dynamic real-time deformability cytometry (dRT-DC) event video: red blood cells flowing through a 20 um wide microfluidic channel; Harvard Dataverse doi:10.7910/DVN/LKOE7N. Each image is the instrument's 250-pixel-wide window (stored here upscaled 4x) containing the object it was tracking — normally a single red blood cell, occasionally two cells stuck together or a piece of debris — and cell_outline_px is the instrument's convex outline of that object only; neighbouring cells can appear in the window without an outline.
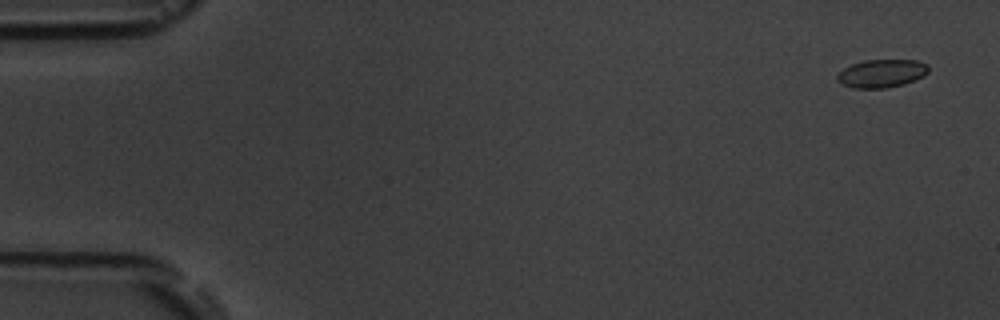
{"species": "common noctule bat (a hibernating species)", "species_latin": "Nyctalus noctula", "temperature_condition": "room temperature", "stored_images_in_passage": 6, "camera_frame_rate_fps": 3000, "um_per_image_px": 0.085, "animal": {"sex": "male", "body_mass_g": 19.5, "forearm_length_mm": 54.6}, "frame": {"image": 1, "passage_image": 1, "time_ms": 0.0, "image_size_px": [1000, 320], "cell_outline_px": [[928, 72], [924, 76], [904, 84], [888, 88], [852, 88], [840, 84], [836, 80], [836, 76], [844, 68], [852, 64], [864, 60], [916, 60], [928, 64]], "centroid_in_image_um": [74.93, 6.25], "position_along_channel_um": 10.1, "area_um2": 15.09}}
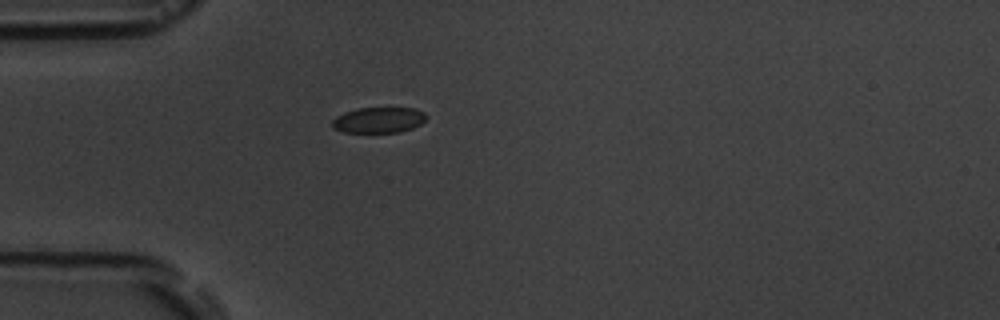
{"frame": {"image": 2, "passage_image": 5, "time_ms": 4.667, "image_size_px": [1000, 320], "cell_outline_px": [[428, 116], [420, 124], [412, 128], [400, 132], [344, 132], [332, 128], [332, 120], [336, 116], [344, 112], [356, 108], [416, 108], [424, 112]], "centroid_in_image_um": [32.18, 10.19], "position_along_channel_um": 52.8, "area_um2": 14.16}}